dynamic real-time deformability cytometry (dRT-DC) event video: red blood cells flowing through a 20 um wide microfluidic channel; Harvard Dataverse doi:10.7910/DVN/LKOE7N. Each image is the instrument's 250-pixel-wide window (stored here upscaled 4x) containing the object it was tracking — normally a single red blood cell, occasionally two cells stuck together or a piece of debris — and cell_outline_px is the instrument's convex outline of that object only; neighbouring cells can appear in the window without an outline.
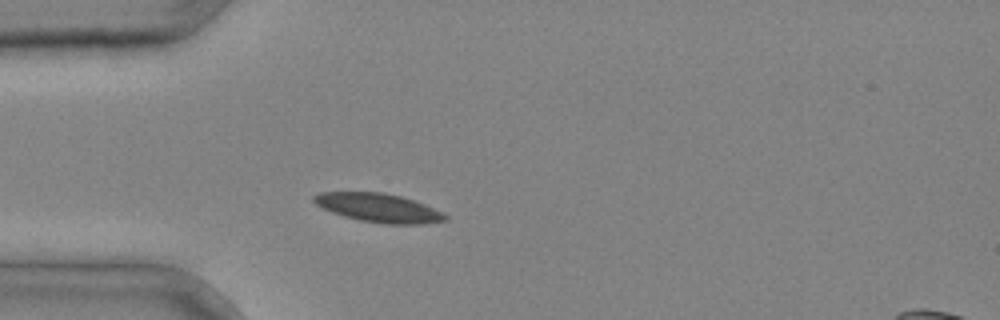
{"species": "common noctule bat (a hibernating species)", "species_latin": "Nyctalus noctula", "temperature_condition": "cold", "stored_images_in_passage": 1, "camera_frame_rate_fps": 3000, "um_per_image_px": 0.085, "animal": {"sex": "male", "body_mass_g": 20.4}, "frame": {"image": 1, "passage_image": 1, "time_ms": 0.0, "image_size_px": [1000, 320], "cell_outline_px": [[448, 220], [424, 224], [384, 224], [360, 220], [344, 216], [332, 212], [316, 204], [312, 200], [312, 196], [320, 192], [384, 192], [400, 196], [424, 204], [448, 216]], "centroid_in_image_um": [32.16, 17.66], "position_along_channel_um": 52.8, "area_um2": 21.85}}